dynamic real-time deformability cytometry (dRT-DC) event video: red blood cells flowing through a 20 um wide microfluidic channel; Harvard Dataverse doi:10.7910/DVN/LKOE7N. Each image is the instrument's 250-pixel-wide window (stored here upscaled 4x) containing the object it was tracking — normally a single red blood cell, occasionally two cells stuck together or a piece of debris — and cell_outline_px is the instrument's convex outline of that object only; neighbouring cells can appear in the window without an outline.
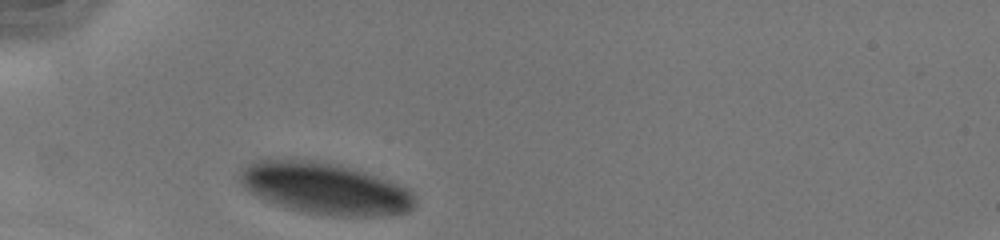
{"species": "human", "species_latin": "Homo sapiens", "temperature_condition": "cold", "stored_images_in_passage": 27, "camera_frame_rate_fps": 3000, "um_per_image_px": 0.085, "donor": {"sex": "male"}, "frame": {"image": 1, "passage_image": 1, "time_ms": 0.0, "image_size_px": [1000, 240], "cell_outline_px": [[416, 200], [412, 208], [408, 212], [392, 216], [332, 216], [304, 212], [284, 208], [244, 188], [240, 184], [240, 172], [244, 168], [256, 160], [268, 156], [320, 160], [340, 164], [364, 172], [408, 188], [416, 196]], "centroid_in_image_um": [27.61, 15.99], "position_along_channel_um": 57.4, "area_um2": 53.52}}
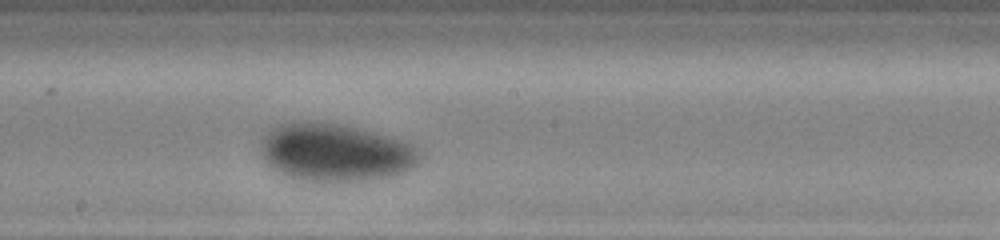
{"frame": {"image": 2, "passage_image": 14, "time_ms": 4.333, "image_size_px": [1000, 240], "cell_outline_px": [[424, 156], [412, 168], [404, 172], [388, 176], [356, 180], [304, 180], [288, 176], [272, 168], [260, 156], [260, 136], [268, 128], [292, 120], [308, 120], [340, 124], [404, 140], [412, 144]], "centroid_in_image_um": [28.43, 12.91], "position_along_channel_um": 219.8, "area_um2": 53.81}}
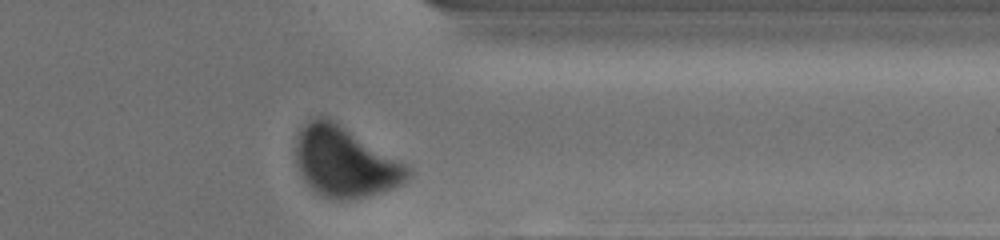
{"frame": {"image": 3, "passage_image": 26, "time_ms": 8.333, "image_size_px": [1000, 240], "cell_outline_px": [[412, 176], [408, 180], [396, 188], [368, 196], [340, 200], [336, 200], [324, 196], [316, 192], [304, 180], [300, 172], [296, 160], [296, 136], [300, 128], [312, 116], [328, 116], [336, 120], [412, 168]], "centroid_in_image_um": [29.34, 13.73], "position_along_channel_um": 382.1, "area_um2": 46.47}}